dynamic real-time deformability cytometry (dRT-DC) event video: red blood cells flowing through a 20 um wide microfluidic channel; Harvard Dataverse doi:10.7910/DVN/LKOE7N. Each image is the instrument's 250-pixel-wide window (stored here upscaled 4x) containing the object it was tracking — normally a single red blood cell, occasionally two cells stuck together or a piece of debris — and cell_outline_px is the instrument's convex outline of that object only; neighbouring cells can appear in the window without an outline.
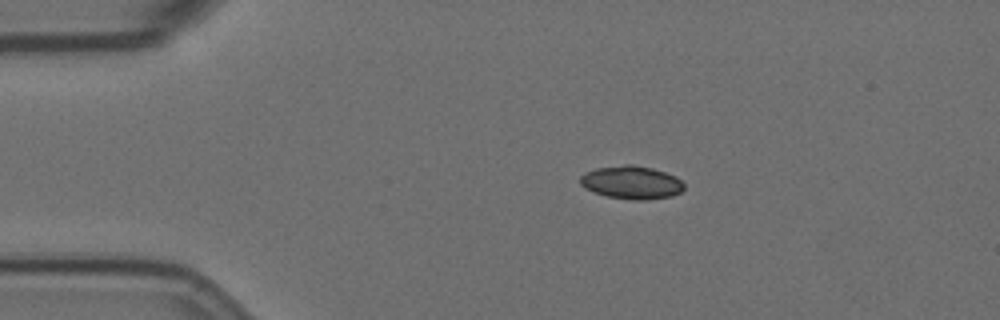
{"species": "Egyptian fruit bat (a non-hibernating species)", "species_latin": "Rousettus aegyptiacus", "temperature_condition": "room temperature", "stored_images_in_passage": 47, "camera_frame_rate_fps": 3000, "um_per_image_px": 0.085, "animal": {"sex": "female"}, "frame": {"image": 1, "passage_image": 1, "time_ms": 0.0, "image_size_px": [1000, 320], "cell_outline_px": [[684, 188], [680, 192], [672, 196], [644, 200], [632, 200], [608, 196], [584, 188], [580, 184], [580, 176], [584, 172], [596, 168], [624, 164], [632, 164], [652, 168], [676, 176], [684, 184]], "centroid_in_image_um": [53.67, 15.5], "position_along_channel_um": 31.3, "area_um2": 20.06}}
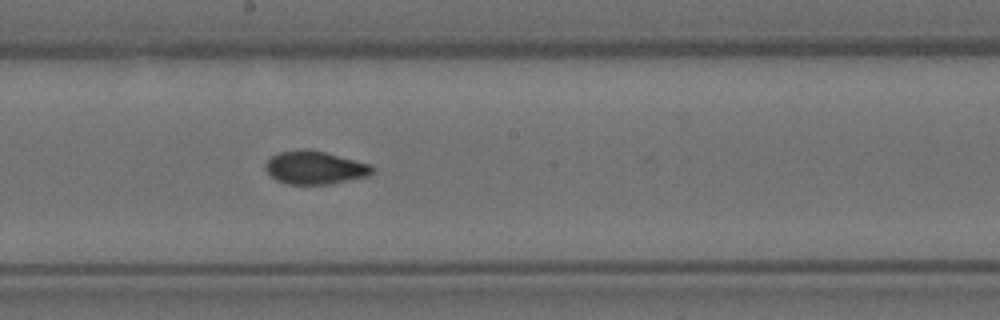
{"frame": {"image": 2, "passage_image": 21, "time_ms": 6.667, "image_size_px": [1000, 320], "cell_outline_px": [[376, 172], [372, 176], [332, 184], [288, 184], [276, 180], [264, 168], [264, 164], [272, 156], [280, 152], [308, 148], [372, 164]], "centroid_in_image_um": [26.84, 14.26], "position_along_channel_um": 221.4, "area_um2": 20.92}}
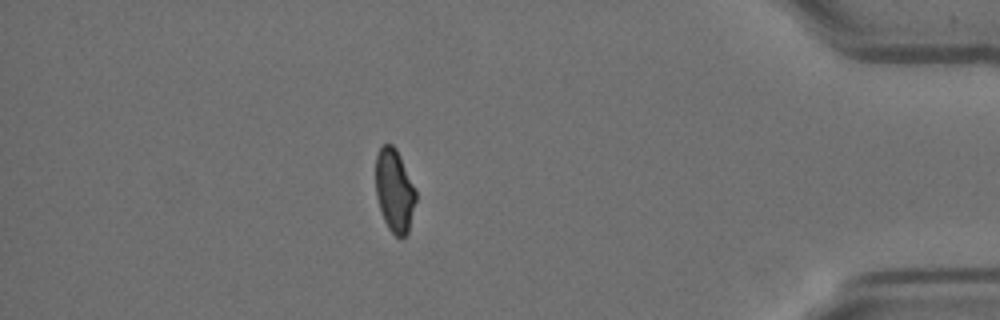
{"frame": {"image": 3, "passage_image": 40, "time_ms": 13.0, "image_size_px": [1000, 320], "cell_outline_px": [[416, 200], [408, 232], [404, 236], [396, 236], [388, 228], [384, 220], [376, 196], [376, 156], [380, 148], [384, 144], [392, 144], [396, 148], [400, 156], [416, 192]], "centroid_in_image_um": [33.52, 16.19], "position_along_channel_um": 401.7, "area_um2": 19.13}, "authors_computed_cell_mechanics": {"area_um2": 20.4612, "velocity_mm_per_s": 3.5317, "shape_relaxation_time_tau1_ms": 7.2073, "shape_relaxation_time_tau2_ms": 1.8542, "deformation_change_tau1": 0.1553, "deformation_change_tau2": 0.0467}}